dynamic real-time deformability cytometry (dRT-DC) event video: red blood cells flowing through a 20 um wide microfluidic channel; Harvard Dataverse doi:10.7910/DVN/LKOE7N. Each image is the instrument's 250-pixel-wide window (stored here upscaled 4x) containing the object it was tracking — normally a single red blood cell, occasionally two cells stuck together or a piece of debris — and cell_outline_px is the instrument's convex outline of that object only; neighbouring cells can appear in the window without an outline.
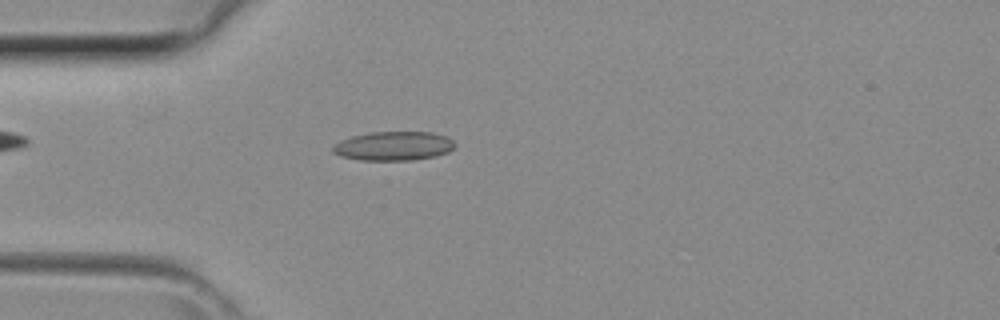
{"species": "common noctule bat (a hibernating species)", "species_latin": "Nyctalus noctula", "temperature_condition": "room temperature", "stored_images_in_passage": 33, "camera_frame_rate_fps": 3000, "um_per_image_px": 0.085, "animal": {"sex": "female", "body_mass_g": 29.2, "forearm_length_mm": 56.3}, "frame": {"image": 1, "passage_image": 2, "time_ms": 0.333, "image_size_px": [1000, 320], "cell_outline_px": [[456, 144], [448, 152], [436, 156], [412, 160], [360, 160], [340, 156], [332, 152], [332, 144], [340, 140], [352, 136], [368, 132], [432, 132], [448, 136]], "centroid_in_image_um": [33.43, 12.4], "position_along_channel_um": 51.6, "area_um2": 20.87}}
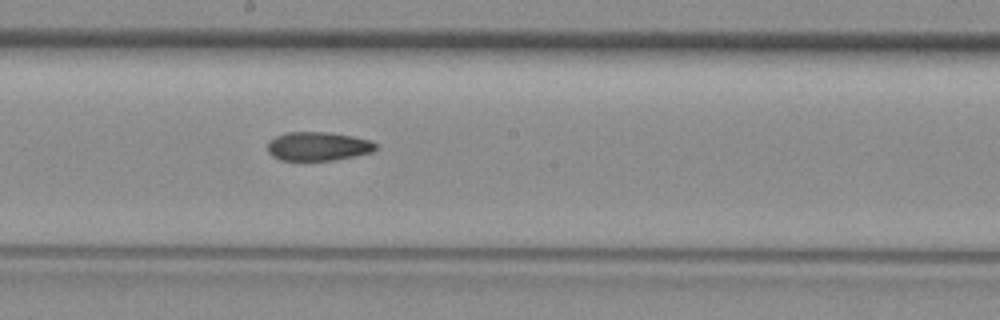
{"frame": {"image": 2, "passage_image": 13, "time_ms": 4.0, "image_size_px": [1000, 320], "cell_outline_px": [[376, 148], [372, 152], [332, 160], [280, 160], [272, 156], [268, 152], [268, 140], [284, 132], [328, 132], [352, 136], [368, 140], [376, 144]], "centroid_in_image_um": [26.97, 12.43], "position_along_channel_um": 221.2, "area_um2": 18.03}}
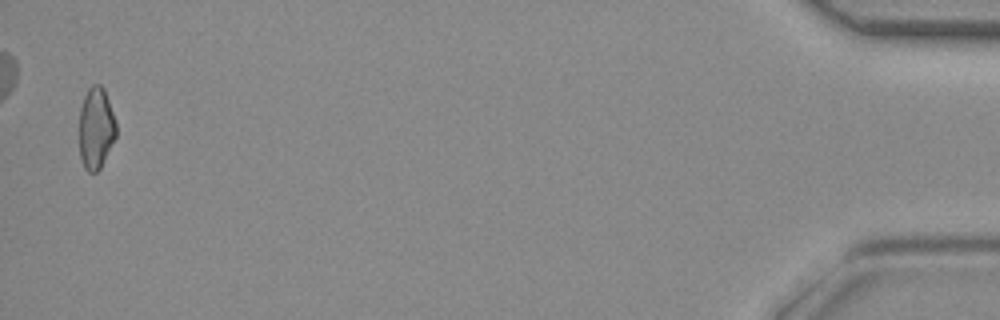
{"frame": {"image": 3, "passage_image": 32, "time_ms": 10.333, "image_size_px": [1000, 320], "cell_outline_px": [[116, 136], [100, 168], [96, 172], [88, 172], [84, 168], [80, 156], [80, 108], [84, 96], [88, 88], [92, 84], [100, 84], [104, 88], [116, 124]], "centroid_in_image_um": [8.15, 10.88], "position_along_channel_um": 427.1, "area_um2": 17.4}}